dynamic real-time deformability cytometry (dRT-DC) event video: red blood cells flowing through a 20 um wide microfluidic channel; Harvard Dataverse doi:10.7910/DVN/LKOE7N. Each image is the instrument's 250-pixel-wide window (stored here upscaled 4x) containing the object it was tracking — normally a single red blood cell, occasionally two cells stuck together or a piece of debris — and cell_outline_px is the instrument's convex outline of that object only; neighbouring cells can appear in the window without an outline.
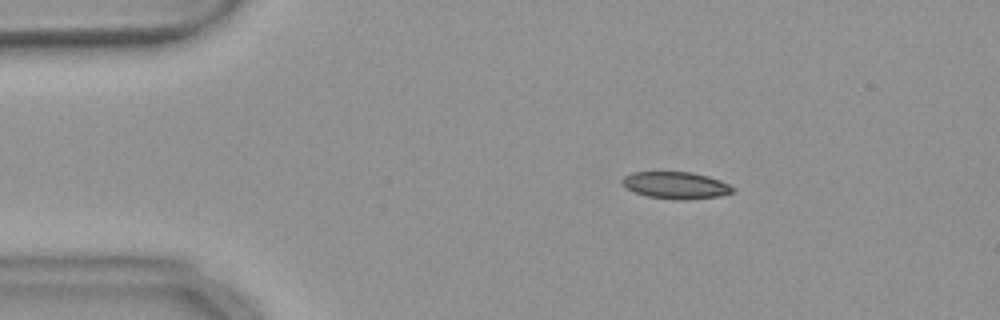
{"species": "common noctule bat (a hibernating species)", "species_latin": "Nyctalus noctula", "temperature_condition": "warm", "stored_images_in_passage": 54, "camera_frame_rate_fps": 3000, "um_per_image_px": 0.085, "animal": {"sex": "female", "body_mass_g": 18.4}, "frame": {"image": 1, "passage_image": 9, "time_ms": 2.667, "image_size_px": [1000, 320], "cell_outline_px": [[736, 192], [720, 196], [684, 200], [676, 200], [648, 196], [624, 188], [620, 184], [620, 180], [624, 176], [632, 172], [692, 172], [708, 176], [720, 180], [736, 188]], "centroid_in_image_um": [57.44, 15.75], "position_along_channel_um": 27.6, "area_um2": 17.63}}
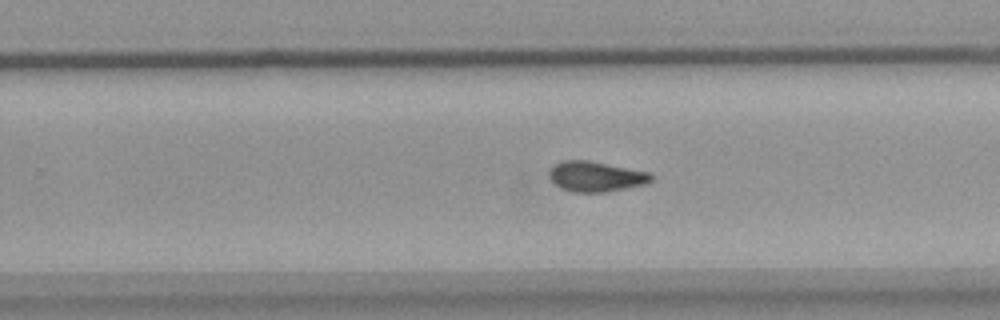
{"frame": {"image": 2, "passage_image": 34, "time_ms": 11.0, "image_size_px": [1000, 320], "cell_outline_px": [[652, 180], [648, 184], [604, 192], [572, 192], [560, 188], [548, 176], [548, 168], [552, 164], [560, 160], [588, 160], [652, 172]], "centroid_in_image_um": [50.63, 14.99], "position_along_channel_um": 279.2, "area_um2": 18.38}}
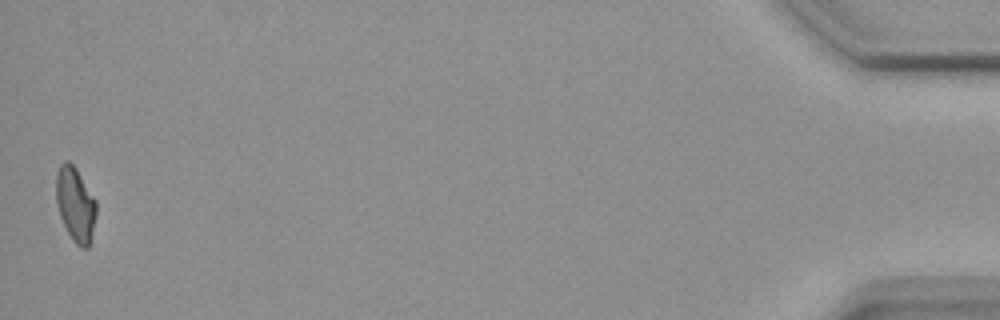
{"frame": {"image": 3, "passage_image": 54, "time_ms": 17.667, "image_size_px": [1000, 320], "cell_outline_px": [[96, 216], [88, 248], [80, 248], [72, 240], [60, 216], [56, 200], [56, 172], [60, 164], [64, 160], [68, 160], [76, 168], [96, 200]], "centroid_in_image_um": [6.4, 17.35], "position_along_channel_um": 428.8, "area_um2": 17.4}, "authors_computed_cell_mechanics": {"area_um2": 17.7446, "velocity_mm_per_s": 3.6875, "shape_relaxation_time_tau1_ms": null, "shape_relaxation_time_tau2_ms": 2.2121, "deformation_change_tau1": null, "deformation_change_tau2": 0.0901}}